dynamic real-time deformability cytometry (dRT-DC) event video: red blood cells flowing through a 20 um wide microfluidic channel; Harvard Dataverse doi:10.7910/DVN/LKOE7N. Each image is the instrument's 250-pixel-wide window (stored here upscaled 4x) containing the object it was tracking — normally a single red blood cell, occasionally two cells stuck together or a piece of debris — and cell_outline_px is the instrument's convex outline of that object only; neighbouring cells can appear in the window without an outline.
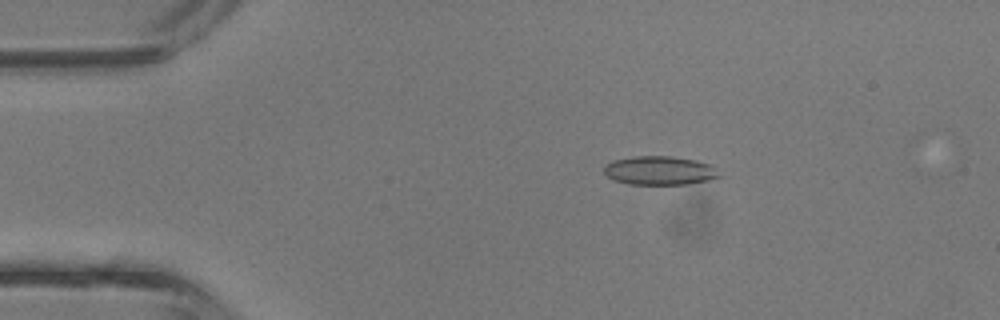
{"species": "common noctule bat (a hibernating species)", "species_latin": "Nyctalus noctula", "temperature_condition": "room temperature", "stored_images_in_passage": 3, "camera_frame_rate_fps": 3000, "um_per_image_px": 0.085, "animal": {"sex": "male", "body_mass_g": 13.3}, "frame": {"image": 1, "passage_image": 2, "time_ms": 0.333, "image_size_px": [1000, 320], "cell_outline_px": [[724, 176], [708, 180], [688, 184], [628, 184], [612, 180], [604, 172], [604, 164], [612, 160], [636, 156], [672, 156], [696, 160], [708, 164]], "centroid_in_image_um": [56.05, 14.49], "position_along_channel_um": 29.0, "area_um2": 19.42}}